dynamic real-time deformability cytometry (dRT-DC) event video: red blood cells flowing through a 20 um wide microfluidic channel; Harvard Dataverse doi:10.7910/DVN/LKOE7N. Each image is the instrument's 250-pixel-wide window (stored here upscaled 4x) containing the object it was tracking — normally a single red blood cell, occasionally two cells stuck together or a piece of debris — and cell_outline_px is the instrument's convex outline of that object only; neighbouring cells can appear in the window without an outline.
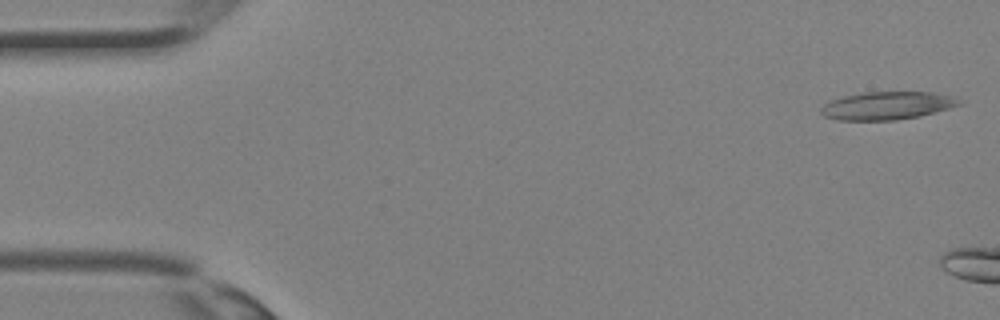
{"species": "Egyptian fruit bat (a non-hibernating species)", "species_latin": "Rousettus aegyptiacus", "temperature_condition": "room temperature", "stored_images_in_passage": 4, "camera_frame_rate_fps": 3000, "um_per_image_px": 0.085, "animal": {"sex": "female"}, "frame": {"image": 1, "passage_image": 1, "time_ms": 0.0, "image_size_px": [1000, 320], "cell_outline_px": [[964, 104], [936, 112], [896, 120], [840, 120], [824, 116], [820, 112], [820, 108], [828, 100], [844, 96], [864, 92], [932, 92], [952, 96], [960, 100]], "centroid_in_image_um": [75.4, 8.97], "position_along_channel_um": 9.6, "area_um2": 22.54}}